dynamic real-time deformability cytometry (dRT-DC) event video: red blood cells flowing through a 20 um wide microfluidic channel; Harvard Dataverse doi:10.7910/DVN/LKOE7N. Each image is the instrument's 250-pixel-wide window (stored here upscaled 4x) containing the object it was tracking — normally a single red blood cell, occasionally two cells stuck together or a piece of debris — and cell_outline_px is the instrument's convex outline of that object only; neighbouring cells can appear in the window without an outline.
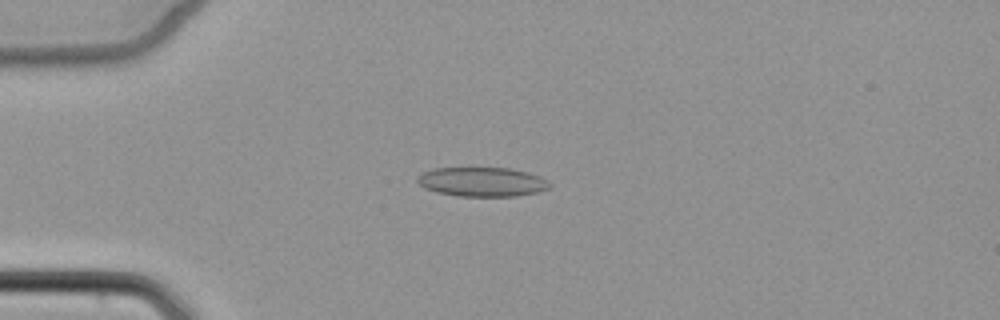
{"species": "common noctule bat (a hibernating species)", "species_latin": "Nyctalus noctula", "temperature_condition": "cold", "stored_images_in_passage": 5, "camera_frame_rate_fps": 3000, "um_per_image_px": 0.085, "animal": {"sex": "female", "body_mass_g": 22.7, "forearm_length_mm": 54.2}, "frame": {"image": 1, "passage_image": 3, "time_ms": 2.667, "image_size_px": [1000, 320], "cell_outline_px": [[552, 188], [540, 192], [516, 196], [456, 196], [436, 192], [424, 188], [416, 180], [416, 176], [432, 168], [508, 168], [528, 172], [540, 176], [552, 184]], "centroid_in_image_um": [41.0, 15.46], "position_along_channel_um": 44.0, "area_um2": 22.83}}
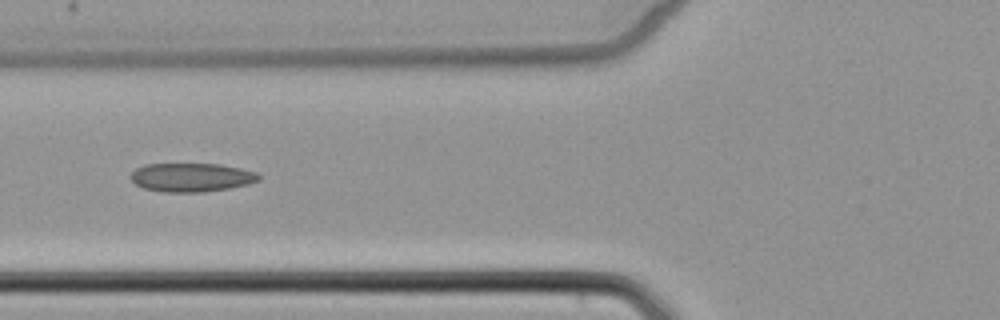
{"frame": {"image": 2, "passage_image": 5, "time_ms": 5.0, "image_size_px": [1000, 320], "cell_outline_px": [[260, 180], [248, 184], [228, 188], [204, 192], [164, 192], [144, 188], [136, 184], [132, 180], [132, 172], [136, 168], [144, 164], [220, 164], [240, 168], [256, 172], [260, 176]], "centroid_in_image_um": [16.29, 15.07], "position_along_channel_um": 109.5, "area_um2": 21.33}}